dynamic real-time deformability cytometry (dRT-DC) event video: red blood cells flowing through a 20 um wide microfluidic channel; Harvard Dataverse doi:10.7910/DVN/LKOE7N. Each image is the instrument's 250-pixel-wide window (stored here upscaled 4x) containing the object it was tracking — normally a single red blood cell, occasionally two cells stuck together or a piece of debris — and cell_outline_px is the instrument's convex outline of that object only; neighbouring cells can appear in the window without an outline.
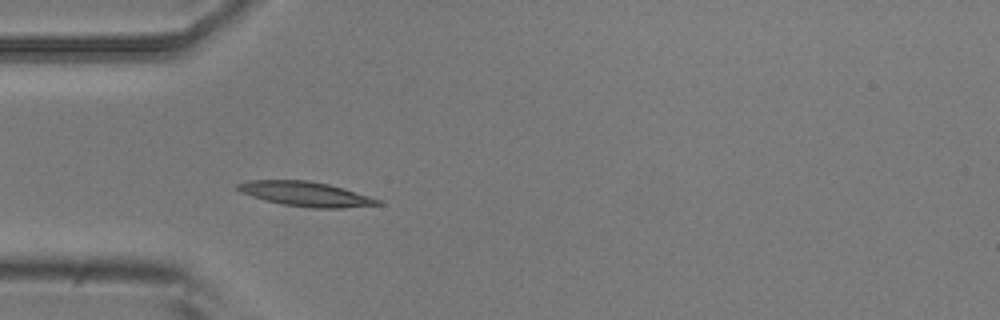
{"species": "common noctule bat (a hibernating species)", "species_latin": "Nyctalus noctula", "temperature_condition": "room temperature", "stored_images_in_passage": 5, "camera_frame_rate_fps": 3000, "um_per_image_px": 0.085, "animal": {"sex": "male", "body_mass_g": 20.5, "forearm_length_mm": 52.5}, "frame": {"image": 1, "passage_image": 5, "time_ms": 4.667, "image_size_px": [1000, 320], "cell_outline_px": [[384, 204], [344, 208], [312, 208], [284, 204], [264, 200], [240, 192], [236, 188], [236, 184], [248, 180], [308, 180], [328, 184], [344, 188], [380, 200]], "centroid_in_image_um": [25.97, 16.48], "position_along_channel_um": 59.0, "area_um2": 20.06}}